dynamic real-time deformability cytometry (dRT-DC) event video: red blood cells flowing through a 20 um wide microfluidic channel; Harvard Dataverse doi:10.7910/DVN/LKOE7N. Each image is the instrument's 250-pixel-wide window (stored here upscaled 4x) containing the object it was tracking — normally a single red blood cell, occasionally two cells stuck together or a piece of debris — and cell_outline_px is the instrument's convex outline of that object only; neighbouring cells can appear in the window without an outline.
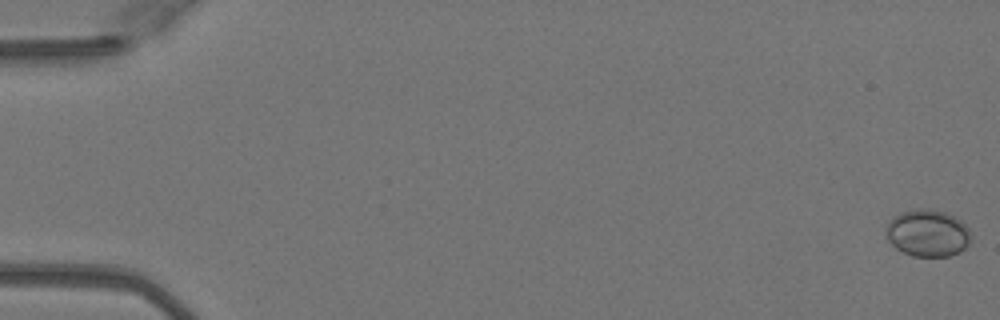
{"species": "Egyptian fruit bat (a non-hibernating species)", "species_latin": "Rousettus aegyptiacus", "temperature_condition": "warm", "stored_images_in_passage": 51, "camera_frame_rate_fps": 3000, "um_per_image_px": 0.085, "animal": {"sex": "female"}, "frame": {"image": 1, "passage_image": 1, "time_ms": 0.0, "image_size_px": [1000, 320], "cell_outline_px": [[972, 236], [968, 244], [960, 252], [948, 256], [912, 256], [896, 248], [884, 236], [884, 232], [888, 220], [892, 216], [900, 212], [916, 208], [932, 208], [944, 212], [960, 220], [968, 228]], "centroid_in_image_um": [78.81, 19.79], "position_along_channel_um": 6.2, "area_um2": 23.64}}
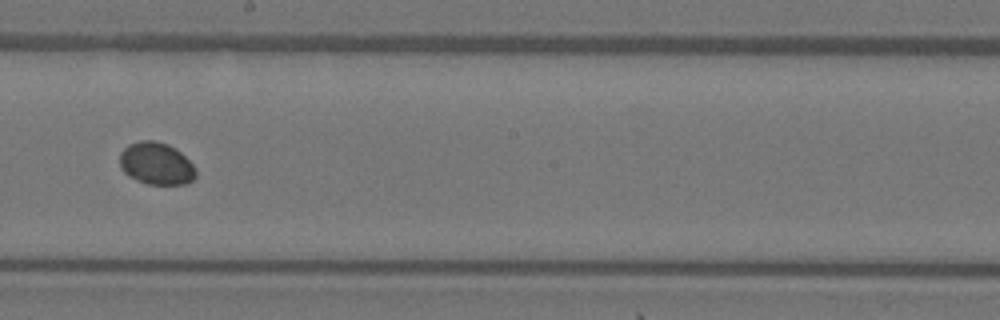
{"frame": {"image": 2, "passage_image": 30, "time_ms": 9.667, "image_size_px": [1000, 320], "cell_outline_px": [[196, 176], [192, 180], [184, 184], [148, 184], [136, 180], [128, 176], [120, 168], [120, 152], [128, 144], [140, 140], [156, 140], [168, 144], [176, 148], [196, 168]], "centroid_in_image_um": [13.26, 13.89], "position_along_channel_um": 234.9, "area_um2": 18.9}}
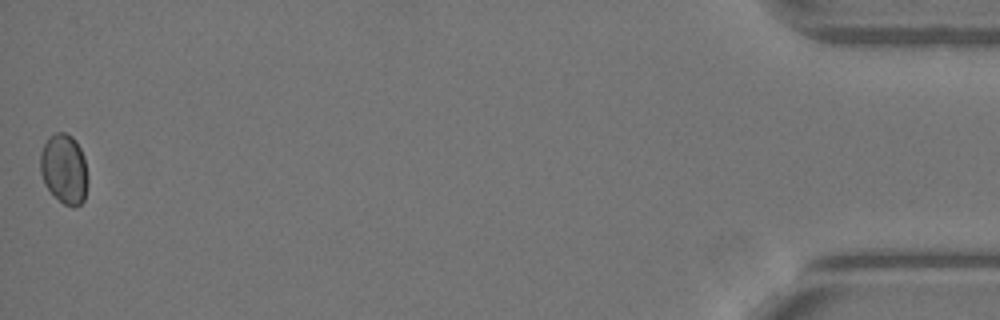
{"frame": {"image": 3, "passage_image": 51, "time_ms": 16.667, "image_size_px": [1000, 320], "cell_outline_px": [[88, 184], [84, 200], [76, 208], [72, 208], [64, 204], [44, 184], [40, 172], [40, 152], [48, 136], [56, 132], [64, 132], [72, 136], [76, 140], [84, 156], [88, 176]], "centroid_in_image_um": [5.47, 14.35], "position_along_channel_um": 429.7, "area_um2": 19.65}}